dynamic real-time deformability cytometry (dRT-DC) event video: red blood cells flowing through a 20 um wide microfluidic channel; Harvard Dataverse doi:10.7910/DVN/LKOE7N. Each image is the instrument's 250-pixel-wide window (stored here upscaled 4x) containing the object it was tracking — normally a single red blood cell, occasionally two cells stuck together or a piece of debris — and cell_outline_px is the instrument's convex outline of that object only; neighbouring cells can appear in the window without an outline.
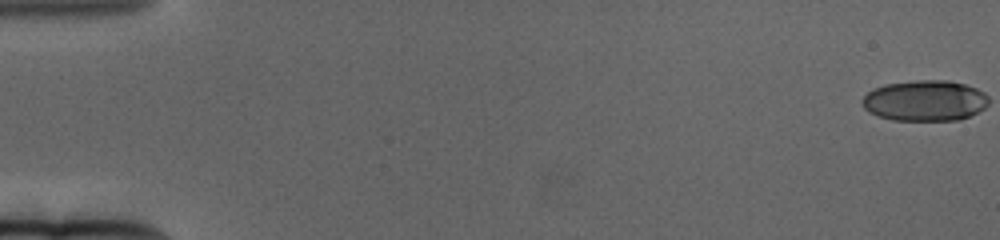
{"species": "human", "species_latin": "Homo sapiens", "temperature_condition": "cold", "stored_images_in_passage": 67, "camera_frame_rate_fps": 3000, "um_per_image_px": 0.085, "donor": {"sex": "female"}, "frame": {"image": 1, "passage_image": 1, "time_ms": 0.0, "image_size_px": [1000, 240], "cell_outline_px": [[976, 92], [972, 112], [968, 116], [948, 120], [900, 120], [884, 116], [872, 112], [864, 104], [864, 100], [872, 92], [880, 88], [892, 84], [960, 84], [972, 88]], "centroid_in_image_um": [78.39, 8.64], "position_along_channel_um": 6.6, "area_um2": 25.14}}
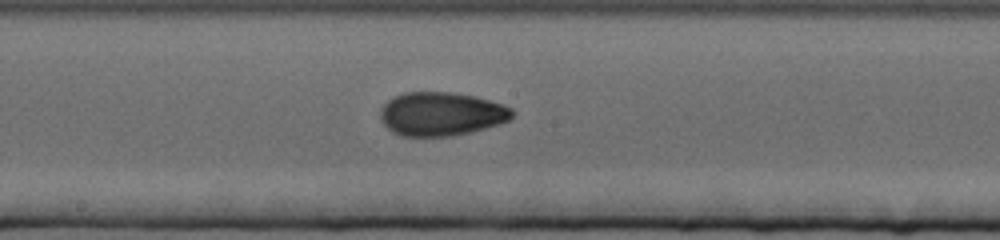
{"frame": {"image": 2, "passage_image": 37, "time_ms": 12.0, "image_size_px": [1000, 240], "cell_outline_px": [[512, 112], [504, 120], [476, 128], [460, 132], [400, 132], [392, 128], [388, 124], [384, 116], [384, 112], [388, 104], [392, 100], [400, 96], [420, 92], [464, 96], [496, 104], [508, 108]], "centroid_in_image_um": [37.53, 9.62], "position_along_channel_um": 210.7, "area_um2": 27.98}}
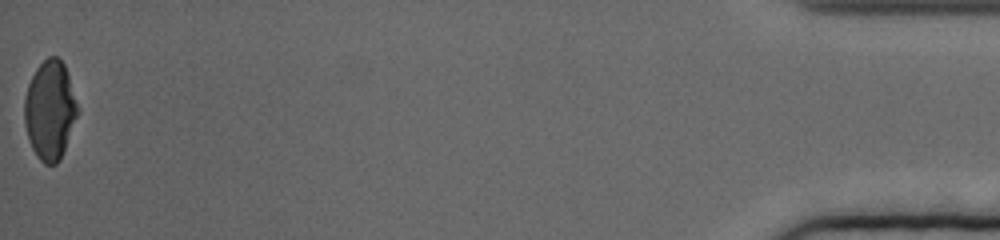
{"frame": {"image": 3, "passage_image": 67, "time_ms": 22.0, "image_size_px": [1000, 240], "cell_outline_px": [[76, 112], [64, 148], [60, 156], [52, 164], [48, 164], [36, 152], [32, 144], [28, 132], [24, 112], [24, 108], [28, 88], [40, 64], [44, 60], [52, 56], [56, 56], [60, 60], [64, 68], [76, 108]], "centroid_in_image_um": [4.21, 9.33], "position_along_channel_um": 431.0, "area_um2": 27.8}, "authors_computed_cell_mechanics": {"area_um2": 27.8018, "velocity_mm_per_s": 3.109, "shape_relaxation_time_tau1_ms": 8.7876, "shape_relaxation_time_tau2_ms": 2.2495, "deformation_change_tau1": 0.2475, "deformation_change_tau2": 0.0491}}